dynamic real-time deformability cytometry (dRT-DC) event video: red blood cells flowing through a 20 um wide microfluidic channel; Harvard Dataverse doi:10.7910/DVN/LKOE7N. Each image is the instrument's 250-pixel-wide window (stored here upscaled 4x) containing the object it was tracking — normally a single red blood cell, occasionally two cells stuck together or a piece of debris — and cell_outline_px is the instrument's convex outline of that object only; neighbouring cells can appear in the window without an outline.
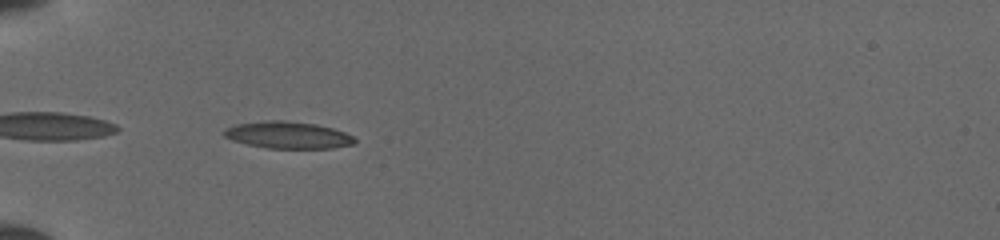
{"species": "common noctule bat (a hibernating species)", "species_latin": "Nyctalus noctula", "temperature_condition": "cold", "stored_images_in_passage": 31, "camera_frame_rate_fps": 3000, "um_per_image_px": 0.085, "animal": {"sex": "female", "body_mass_g": 19.5, "forearm_length_mm": 54.1}, "frame": {"image": 1, "passage_image": 2, "time_ms": 0.333, "image_size_px": [1000, 240], "cell_outline_px": [[356, 140], [352, 144], [332, 148], [268, 148], [248, 144], [232, 140], [224, 136], [220, 132], [224, 128], [236, 124], [264, 120], [284, 120], [316, 124], [332, 128], [344, 132], [352, 136]], "centroid_in_image_um": [24.41, 11.46], "position_along_channel_um": 60.6, "area_um2": 20.52}}
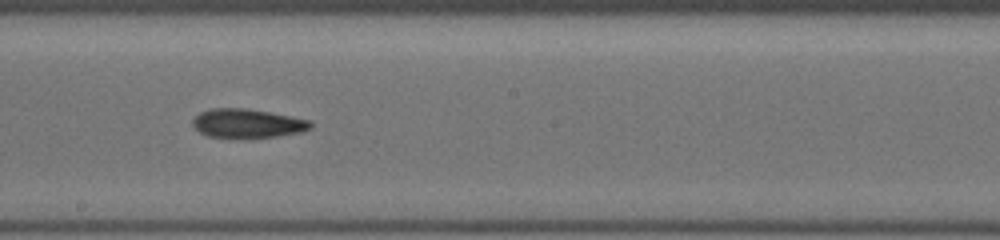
{"frame": {"image": 2, "passage_image": 15, "time_ms": 4.667, "image_size_px": [1000, 240], "cell_outline_px": [[312, 128], [300, 132], [276, 136], [248, 140], [232, 140], [208, 136], [200, 132], [192, 124], [192, 120], [200, 112], [212, 108], [244, 108], [292, 116], [312, 120]], "centroid_in_image_um": [21.03, 10.53], "position_along_channel_um": 227.2, "area_um2": 20.58}}
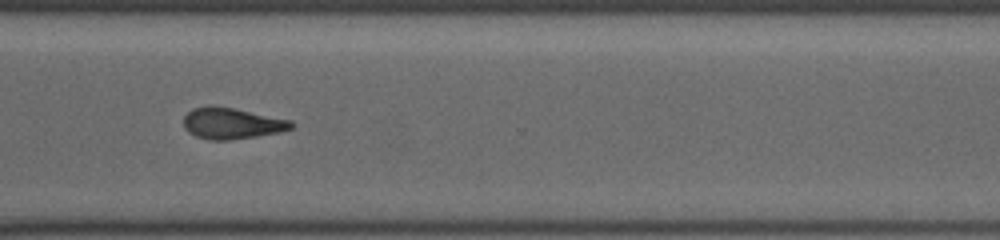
{"frame": {"image": 3, "passage_image": 24, "time_ms": 7.667, "image_size_px": [1000, 240], "cell_outline_px": [[296, 124], [292, 128], [280, 132], [256, 136], [228, 140], [208, 140], [196, 136], [188, 132], [184, 128], [184, 116], [192, 108], [208, 104], [212, 104], [292, 120]], "centroid_in_image_um": [19.68, 10.47], "position_along_channel_um": 350.9, "area_um2": 19.77}}